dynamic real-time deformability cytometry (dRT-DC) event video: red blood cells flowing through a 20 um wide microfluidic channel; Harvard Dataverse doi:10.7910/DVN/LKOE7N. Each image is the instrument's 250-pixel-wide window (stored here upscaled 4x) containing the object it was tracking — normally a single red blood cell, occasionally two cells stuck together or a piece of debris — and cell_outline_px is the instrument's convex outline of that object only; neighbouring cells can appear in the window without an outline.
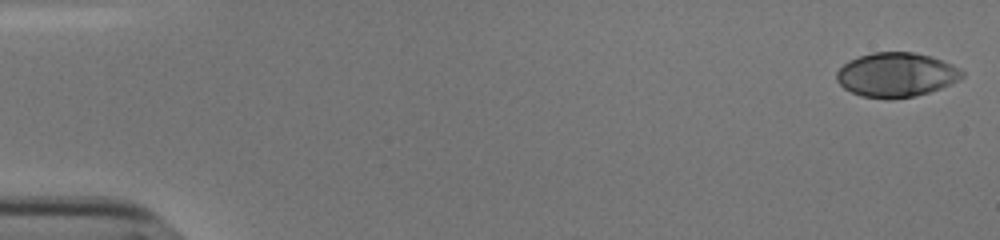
{"species": "human", "species_latin": "Homo sapiens", "temperature_condition": "cold", "stored_images_in_passage": 54, "camera_frame_rate_fps": 3000, "um_per_image_px": 0.085, "donor": {"sex": "male"}, "frame": {"image": 1, "passage_image": 1, "time_ms": 0.0, "image_size_px": [1000, 240], "cell_outline_px": [[964, 76], [960, 80], [940, 88], [928, 92], [912, 96], [888, 100], [860, 96], [844, 88], [836, 80], [836, 72], [848, 60], [872, 52], [912, 52], [928, 56], [952, 64], [964, 72]], "centroid_in_image_um": [76.15, 6.36], "position_along_channel_um": 8.8, "area_um2": 32.37}}
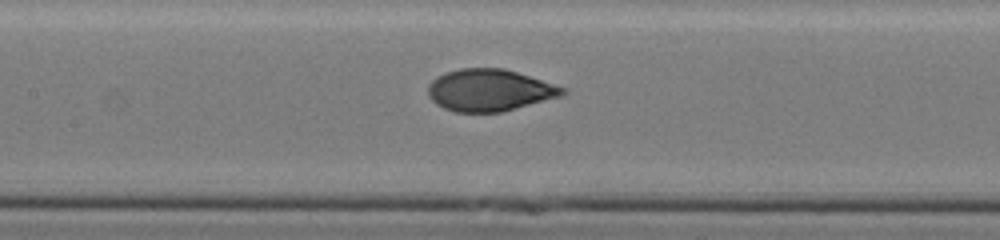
{"frame": {"image": 2, "passage_image": 26, "time_ms": 8.333, "image_size_px": [1000, 240], "cell_outline_px": [[568, 92], [564, 96], [500, 112], [456, 112], [444, 108], [436, 104], [428, 96], [428, 84], [436, 76], [444, 72], [460, 68], [504, 68], [568, 88]], "centroid_in_image_um": [41.63, 7.66], "position_along_channel_um": 165.8, "area_um2": 33.18}}
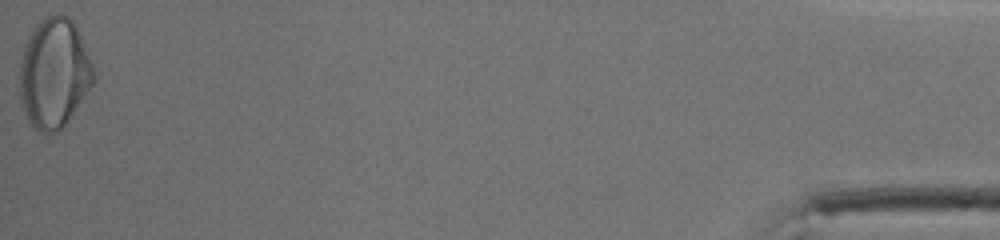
{"frame": {"image": 3, "passage_image": 54, "time_ms": 17.667, "image_size_px": [1000, 240], "cell_outline_px": [[96, 80], [68, 120], [56, 132], [44, 136], [28, 120], [24, 112], [20, 100], [20, 60], [24, 44], [32, 28], [44, 16], [56, 12], [60, 12], [68, 16], [72, 20], [76, 28], [92, 64], [96, 76]], "centroid_in_image_um": [4.58, 6.2], "position_along_channel_um": 430.6, "area_um2": 47.57}, "authors_computed_cell_mechanics": {"area_um2": 33.1772, "velocity_mm_per_s": 3.8274, "shape_relaxation_time_tau1_ms": 6.016, "shape_relaxation_time_tau2_ms": null, "deformation_change_tau1": 0.2186, "deformation_change_tau2": null}}